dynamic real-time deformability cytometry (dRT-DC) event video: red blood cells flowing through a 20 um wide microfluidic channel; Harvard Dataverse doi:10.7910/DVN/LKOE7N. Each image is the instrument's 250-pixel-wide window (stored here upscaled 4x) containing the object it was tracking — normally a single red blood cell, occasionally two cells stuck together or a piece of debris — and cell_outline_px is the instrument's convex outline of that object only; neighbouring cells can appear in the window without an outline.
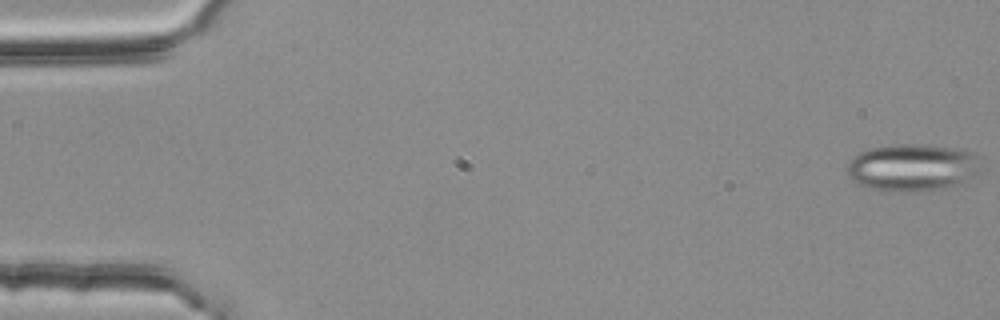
{"species": "common noctule bat (a hibernating species)", "species_latin": "Nyctalus noctula", "temperature_condition": "room temperature", "stored_images_in_passage": 53, "segment_of_instrument_passage": [1, 2], "camera_frame_rate_fps": 3000, "um_per_image_px": 0.085, "animal": {"sex": "female", "body_mass_g": 25.1}, "frame": {"image": 1, "passage_image": 1, "time_ms": 0.0, "image_size_px": [1000, 320], "cell_outline_px": [[980, 172], [960, 184], [944, 188], [916, 192], [892, 192], [872, 188], [852, 180], [848, 176], [848, 164], [852, 156], [868, 148], [896, 144], [924, 144], [956, 148], [972, 152], [980, 156]], "centroid_in_image_um": [77.59, 14.23], "position_along_channel_um": 7.4, "area_um2": 37.28}}